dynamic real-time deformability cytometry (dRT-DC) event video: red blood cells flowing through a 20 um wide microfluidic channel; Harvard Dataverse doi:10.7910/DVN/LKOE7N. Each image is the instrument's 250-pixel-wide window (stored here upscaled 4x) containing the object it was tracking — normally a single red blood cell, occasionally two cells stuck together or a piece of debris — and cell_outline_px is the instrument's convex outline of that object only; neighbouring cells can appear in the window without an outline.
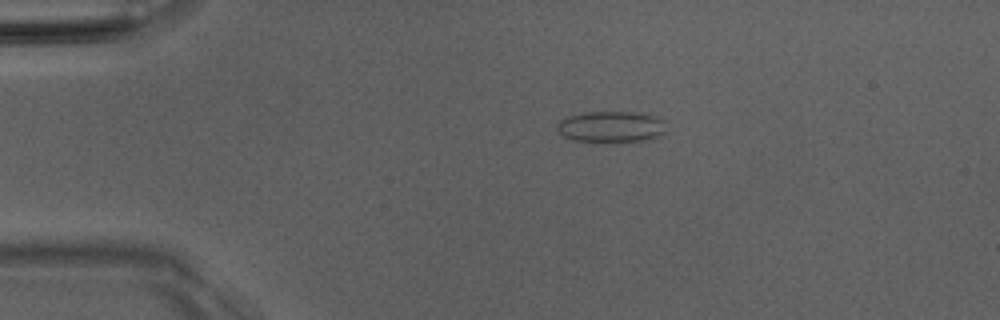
{"species": "Egyptian fruit bat (a non-hibernating species)", "species_latin": "Rousettus aegyptiacus", "temperature_condition": "room temperature", "stored_images_in_passage": 43, "camera_frame_rate_fps": 3000, "um_per_image_px": 0.085, "animal": {"sex": "male"}, "frame": {"image": 1, "passage_image": 3, "time_ms": 0.667, "image_size_px": [1000, 320], "cell_outline_px": [[668, 132], [652, 140], [572, 140], [564, 136], [556, 128], [556, 124], [560, 120], [568, 116], [584, 112], [632, 112], [656, 116], [664, 120]], "centroid_in_image_um": [52.0, 10.75], "position_along_channel_um": 33.0, "area_um2": 19.65}}
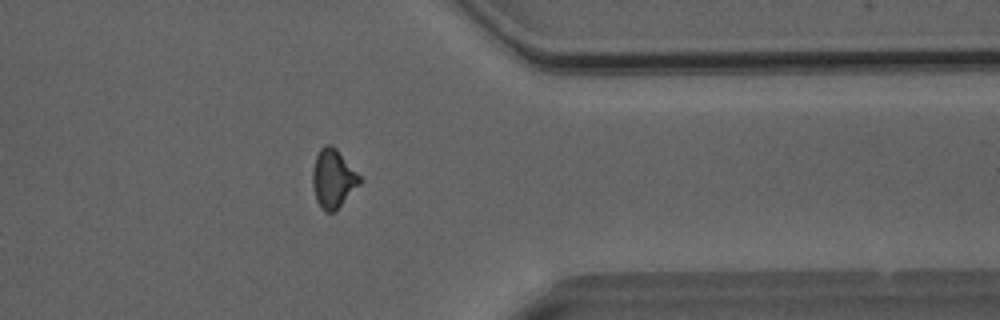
{"frame": {"image": 2, "passage_image": 33, "time_ms": 10.667, "image_size_px": [1000, 320], "cell_outline_px": [[364, 180], [336, 212], [324, 212], [320, 208], [316, 200], [312, 184], [312, 172], [316, 156], [320, 148], [324, 144], [332, 144], [336, 148]], "centroid_in_image_um": [28.33, 15.21], "position_along_channel_um": 383.1, "area_um2": 16.47}}
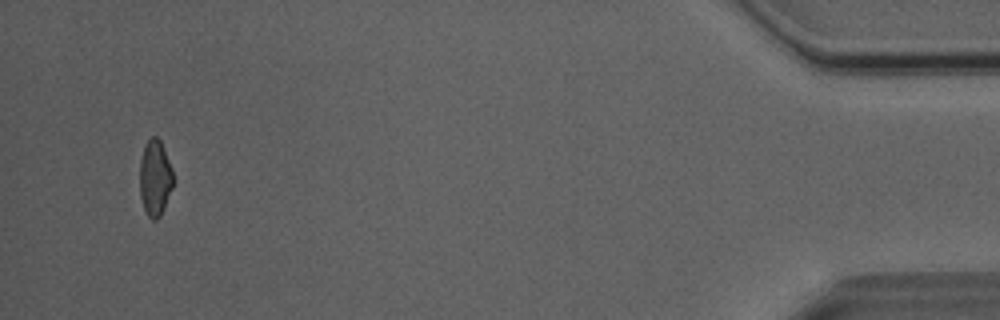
{"frame": {"image": 3, "passage_image": 41, "time_ms": 13.333, "image_size_px": [1000, 320], "cell_outline_px": [[172, 188], [160, 216], [156, 220], [152, 220], [148, 216], [144, 208], [140, 196], [140, 160], [144, 144], [152, 136], [156, 136], [160, 140], [172, 168]], "centroid_in_image_um": [13.16, 15.11], "position_along_channel_um": 422.0, "area_um2": 14.68}, "authors_computed_cell_mechanics": {"area_um2": 15.7794, "velocity_mm_per_s": 4.083, "shape_relaxation_time_tau1_ms": null, "shape_relaxation_time_tau2_ms": 1.9572, "deformation_change_tau1": null, "deformation_change_tau2": 0.087}}